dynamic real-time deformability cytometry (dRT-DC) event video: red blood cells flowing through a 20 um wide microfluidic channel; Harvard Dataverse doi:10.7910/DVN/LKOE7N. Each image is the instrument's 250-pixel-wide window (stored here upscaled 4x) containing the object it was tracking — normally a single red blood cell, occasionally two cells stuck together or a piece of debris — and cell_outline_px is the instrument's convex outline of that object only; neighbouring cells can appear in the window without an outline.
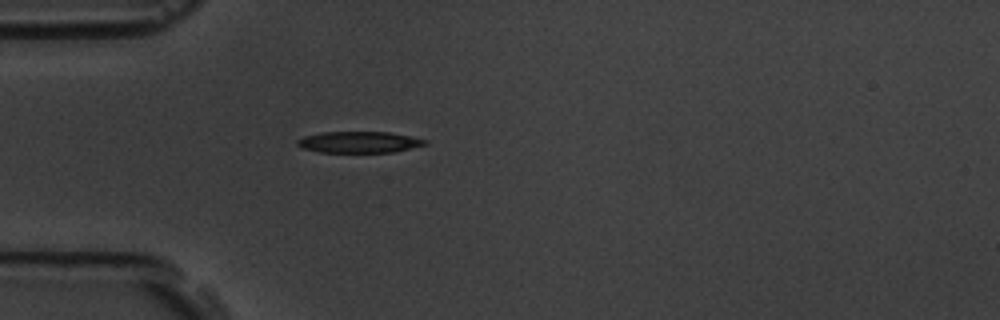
{"species": "common noctule bat (a hibernating species)", "species_latin": "Nyctalus noctula", "temperature_condition": "room temperature", "stored_images_in_passage": 1, "camera_frame_rate_fps": 3000, "um_per_image_px": 0.085, "animal": {"sex": "male", "body_mass_g": 19.5, "forearm_length_mm": 54.6}, "frame": {"image": 1, "passage_image": 1, "time_ms": 0.0, "image_size_px": [1000, 320], "cell_outline_px": [[428, 144], [396, 152], [320, 152], [304, 148], [296, 144], [296, 140], [304, 136], [320, 132], [392, 132], [412, 136], [428, 140]], "centroid_in_image_um": [30.57, 12.07], "position_along_channel_um": 54.4, "area_um2": 16.01}}